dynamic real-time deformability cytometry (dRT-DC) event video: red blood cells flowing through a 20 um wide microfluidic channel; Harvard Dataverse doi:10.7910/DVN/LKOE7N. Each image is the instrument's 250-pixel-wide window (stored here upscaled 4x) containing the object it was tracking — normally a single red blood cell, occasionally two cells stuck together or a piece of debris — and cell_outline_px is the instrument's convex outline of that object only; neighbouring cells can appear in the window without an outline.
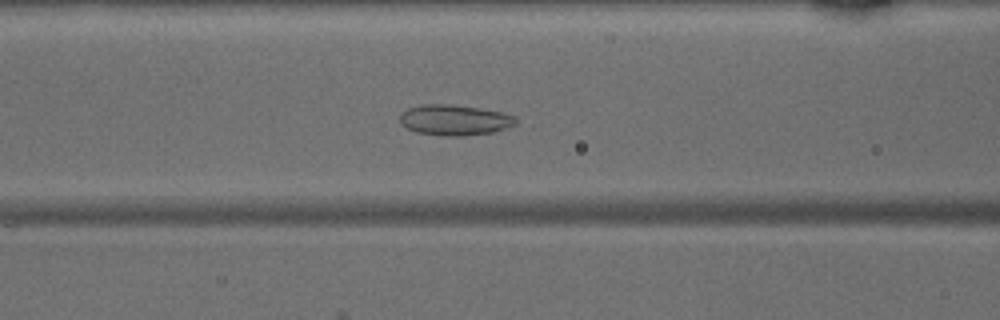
{"species": "common noctule bat (a hibernating species)", "species_latin": "Nyctalus noctula", "temperature_condition": "warm", "stored_images_in_passage": 37, "camera_frame_rate_fps": 3000, "um_per_image_px": 0.085, "animal": {"sex": "male", "body_mass_g": 15.6}, "frame": {"image": 1, "passage_image": 9, "time_ms": 2.667, "image_size_px": [1000, 320], "cell_outline_px": [[516, 124], [508, 128], [492, 132], [464, 136], [444, 136], [416, 132], [400, 124], [400, 116], [408, 108], [420, 104], [448, 104], [480, 108], [500, 112], [516, 116]], "centroid_in_image_um": [38.64, 10.2], "position_along_channel_um": 128.0, "area_um2": 20.69}}
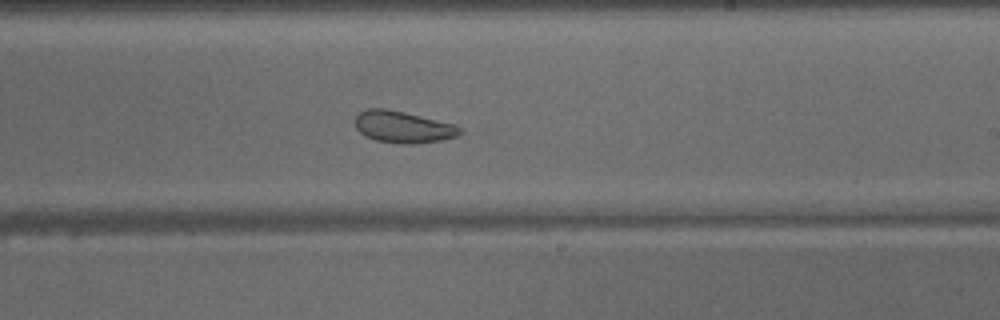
{"frame": {"image": 2, "passage_image": 18, "time_ms": 5.667, "image_size_px": [1000, 320], "cell_outline_px": [[468, 132], [460, 136], [444, 140], [416, 144], [400, 144], [376, 140], [364, 136], [356, 128], [356, 116], [360, 112], [368, 108], [388, 108], [456, 124]], "centroid_in_image_um": [34.36, 10.8], "position_along_channel_um": 254.6, "area_um2": 19.94}}
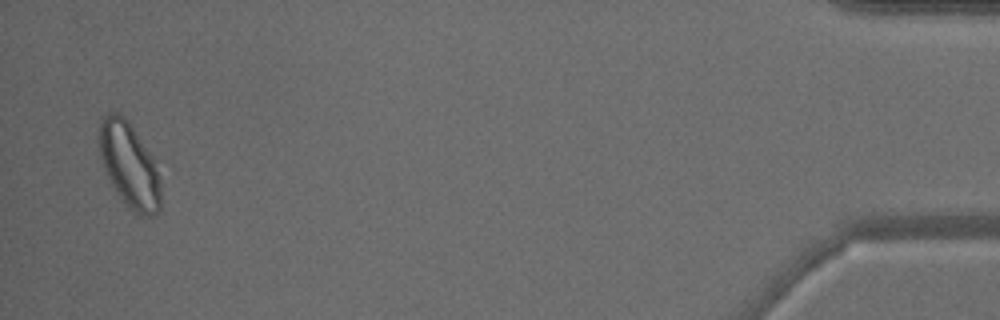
{"frame": {"image": 3, "passage_image": 36, "time_ms": 11.667, "image_size_px": [1000, 320], "cell_outline_px": [[160, 208], [152, 216], [140, 216], [132, 212], [128, 208], [112, 184], [108, 176], [100, 156], [96, 140], [100, 124], [104, 116], [108, 112], [120, 112], [128, 120], [152, 160], [160, 180]], "centroid_in_image_um": [10.94, 14.03], "position_along_channel_um": 424.3, "area_um2": 30.06}}